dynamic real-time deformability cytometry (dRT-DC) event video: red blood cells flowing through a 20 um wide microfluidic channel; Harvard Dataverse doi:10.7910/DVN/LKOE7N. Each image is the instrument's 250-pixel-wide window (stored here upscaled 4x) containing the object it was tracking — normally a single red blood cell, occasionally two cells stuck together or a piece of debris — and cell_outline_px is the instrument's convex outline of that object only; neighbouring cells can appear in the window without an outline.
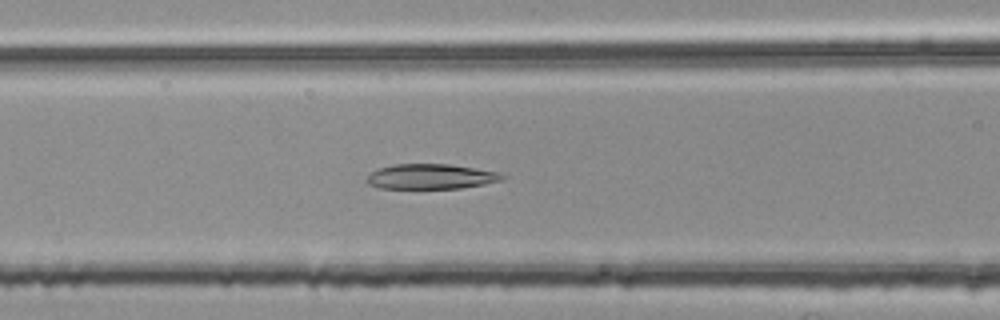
{"species": "common noctule bat (a hibernating species)", "species_latin": "Nyctalus noctula", "temperature_condition": "room temperature", "stored_images_in_passage": 42, "camera_frame_rate_fps": 3000, "um_per_image_px": 0.085, "animal": {"sex": "female", "body_mass_g": 25.1}, "frame": {"image": 1, "passage_image": 11, "time_ms": 3.333, "image_size_px": [1000, 320], "cell_outline_px": [[508, 176], [504, 180], [484, 184], [460, 188], [380, 188], [368, 184], [368, 176], [376, 168], [396, 164], [448, 164], [496, 172]], "centroid_in_image_um": [36.63, 15.0], "position_along_channel_um": 130.0, "area_um2": 19.59}}
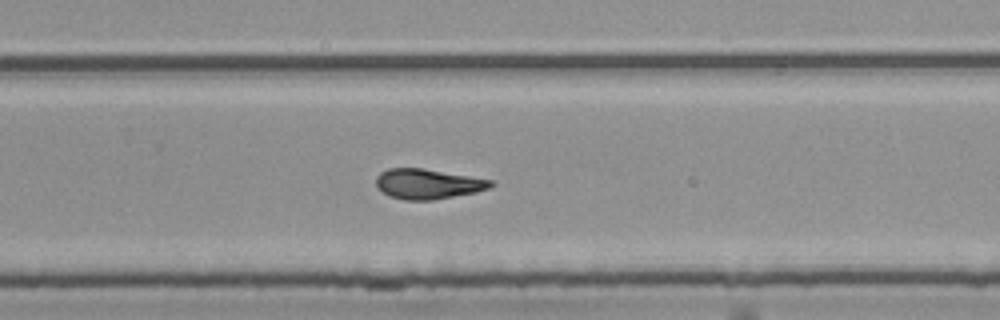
{"frame": {"image": 2, "passage_image": 24, "time_ms": 7.667, "image_size_px": [1000, 320], "cell_outline_px": [[496, 184], [488, 188], [476, 192], [432, 200], [404, 200], [392, 196], [384, 192], [376, 184], [376, 176], [380, 172], [388, 168], [424, 168], [492, 180]], "centroid_in_image_um": [36.38, 15.62], "position_along_channel_um": 293.4, "area_um2": 19.94}}
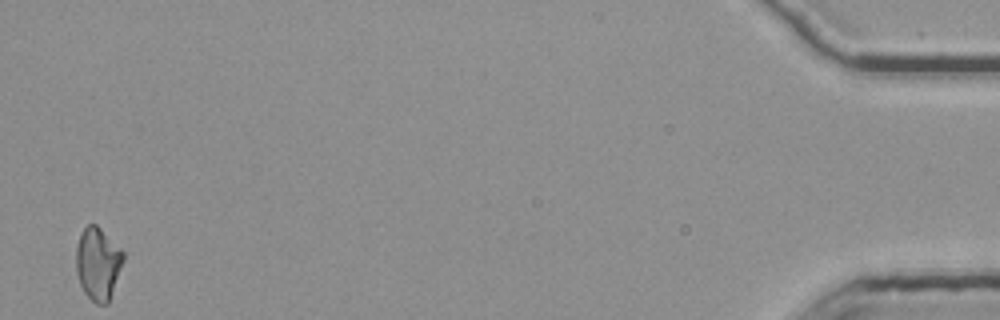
{"frame": {"image": 3, "passage_image": 42, "time_ms": 13.667, "image_size_px": [1000, 320], "cell_outline_px": [[124, 260], [108, 304], [96, 304], [84, 292], [80, 284], [76, 272], [76, 248], [80, 232], [88, 224], [96, 224], [124, 252]], "centroid_in_image_um": [8.32, 22.41], "position_along_channel_um": 426.9, "area_um2": 19.94}, "authors_computed_cell_mechanics": {"area_um2": 20.0566, "velocity_mm_per_s": 3.7901, "shape_relaxation_time_tau1_ms": null, "shape_relaxation_time_tau2_ms": 2.2637, "deformation_change_tau1": null, "deformation_change_tau2": 0.1067}}